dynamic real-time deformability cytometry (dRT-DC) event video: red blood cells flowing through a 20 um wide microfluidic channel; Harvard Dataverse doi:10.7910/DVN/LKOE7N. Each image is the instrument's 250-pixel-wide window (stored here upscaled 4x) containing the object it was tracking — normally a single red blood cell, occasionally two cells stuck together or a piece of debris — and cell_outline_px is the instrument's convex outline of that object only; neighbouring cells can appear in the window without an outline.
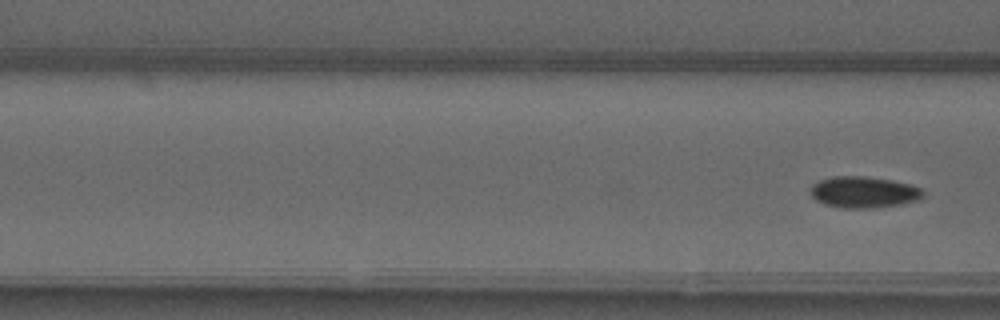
{"species": "common noctule bat (a hibernating species)", "species_latin": "Nyctalus noctula", "temperature_condition": "warm", "stored_images_in_passage": 11, "camera_frame_rate_fps": 3000, "um_per_image_px": 0.085, "animal": {"sex": "male", "forearm_length_mm": 52.5}, "frame": {"image": 1, "passage_image": 11, "time_ms": 3.333, "image_size_px": [1000, 320], "cell_outline_px": [[924, 196], [916, 200], [900, 204], [872, 208], [844, 208], [824, 204], [816, 200], [812, 196], [812, 184], [820, 180], [836, 176], [864, 176], [892, 180], [912, 184], [920, 188], [924, 192]], "centroid_in_image_um": [73.44, 16.33], "position_along_channel_um": 93.2, "area_um2": 20.46}}